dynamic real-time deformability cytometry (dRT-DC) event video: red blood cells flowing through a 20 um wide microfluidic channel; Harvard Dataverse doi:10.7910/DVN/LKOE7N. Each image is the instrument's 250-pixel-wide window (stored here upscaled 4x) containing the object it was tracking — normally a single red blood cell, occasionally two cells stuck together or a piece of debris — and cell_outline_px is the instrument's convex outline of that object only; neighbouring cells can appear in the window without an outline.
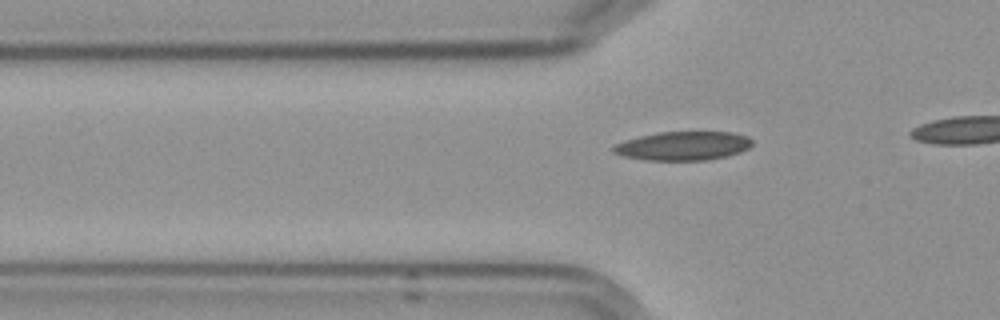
{"species": "Egyptian fruit bat (a non-hibernating species)", "species_latin": "Rousettus aegyptiacus", "temperature_condition": "cold", "stored_images_in_passage": 22, "camera_frame_rate_fps": 3000, "um_per_image_px": 0.085, "frame": {"image": 1, "passage_image": 15, "time_ms": 4.667, "image_size_px": [1000, 320], "cell_outline_px": [[752, 144], [748, 148], [740, 152], [728, 156], [708, 160], [648, 160], [624, 156], [612, 152], [612, 144], [624, 140], [656, 132], [732, 132], [748, 136], [752, 140]], "centroid_in_image_um": [58.05, 12.39], "position_along_channel_um": 67.7, "area_um2": 23.47}}
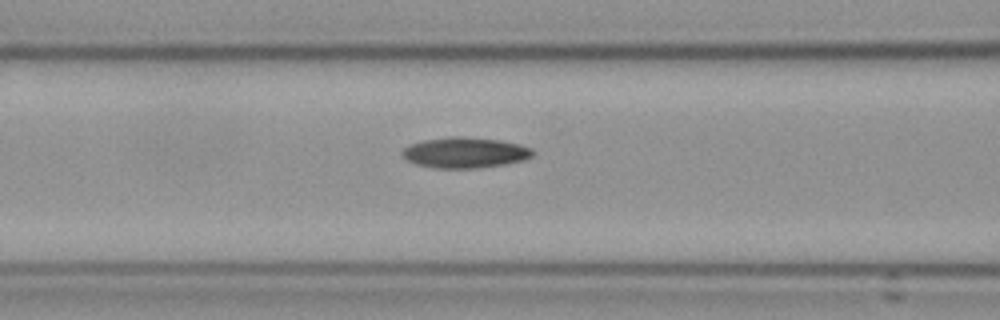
{"frame": {"image": 2, "passage_image": 20, "time_ms": 6.333, "image_size_px": [1000, 320], "cell_outline_px": [[532, 156], [524, 160], [504, 164], [476, 168], [432, 168], [416, 164], [408, 160], [400, 152], [404, 148], [420, 140], [448, 136], [464, 136], [500, 140], [520, 144], [532, 148]], "centroid_in_image_um": [39.51, 12.96], "position_along_channel_um": 127.1, "area_um2": 23.41}}